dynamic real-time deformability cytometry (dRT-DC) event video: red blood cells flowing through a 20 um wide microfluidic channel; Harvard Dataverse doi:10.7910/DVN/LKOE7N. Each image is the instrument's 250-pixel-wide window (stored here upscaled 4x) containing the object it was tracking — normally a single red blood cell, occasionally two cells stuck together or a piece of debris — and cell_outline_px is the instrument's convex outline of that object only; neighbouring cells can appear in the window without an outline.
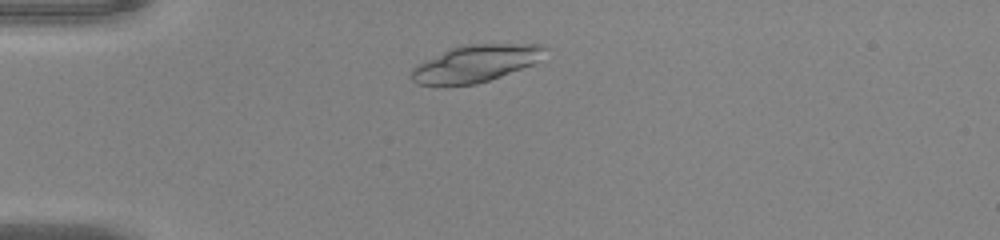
{"species": "common noctule bat (a hibernating species)", "species_latin": "Nyctalus noctula", "temperature_condition": "warm", "stored_images_in_passage": 41, "camera_frame_rate_fps": 3000, "um_per_image_px": 0.085, "animal": {"sex": "male", "body_mass_g": 20.0, "forearm_length_mm": 53.3}, "frame": {"image": 1, "passage_image": 5, "time_ms": 1.333, "image_size_px": [1000, 240], "cell_outline_px": [[548, 48], [532, 64], [500, 76], [476, 84], [416, 84], [412, 80], [412, 68], [416, 64], [448, 48], [460, 44], [544, 44]], "centroid_in_image_um": [40.38, 5.36], "position_along_channel_um": 44.6, "area_um2": 28.44}}
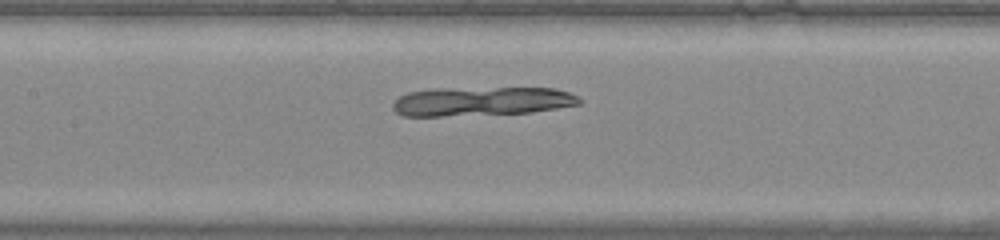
{"frame": {"image": 2, "passage_image": 16, "time_ms": 5.0, "image_size_px": [1000, 240], "cell_outline_px": [[584, 100], [580, 104], [532, 112], [440, 116], [400, 116], [392, 108], [392, 104], [400, 96], [408, 92], [432, 88], [556, 88], [568, 92]], "centroid_in_image_um": [40.91, 8.6], "position_along_channel_um": 166.5, "area_um2": 31.62}}
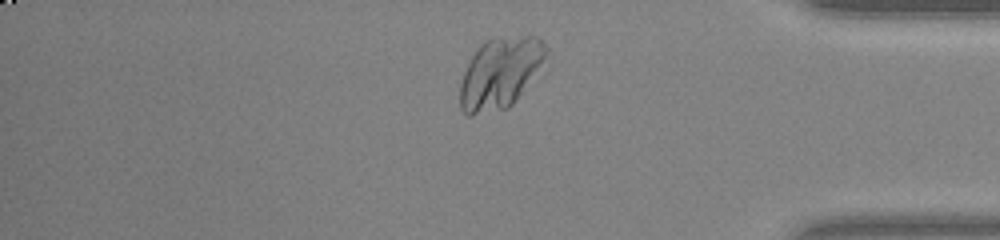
{"frame": {"image": 3, "passage_image": 34, "time_ms": 11.0, "image_size_px": [1000, 240], "cell_outline_px": [[548, 52], [512, 104], [508, 108], [472, 116], [468, 116], [460, 108], [460, 84], [464, 72], [472, 56], [480, 44], [484, 40], [492, 36], [536, 36], [548, 48]], "centroid_in_image_um": [42.44, 6.18], "position_along_channel_um": 392.8, "area_um2": 34.97}}